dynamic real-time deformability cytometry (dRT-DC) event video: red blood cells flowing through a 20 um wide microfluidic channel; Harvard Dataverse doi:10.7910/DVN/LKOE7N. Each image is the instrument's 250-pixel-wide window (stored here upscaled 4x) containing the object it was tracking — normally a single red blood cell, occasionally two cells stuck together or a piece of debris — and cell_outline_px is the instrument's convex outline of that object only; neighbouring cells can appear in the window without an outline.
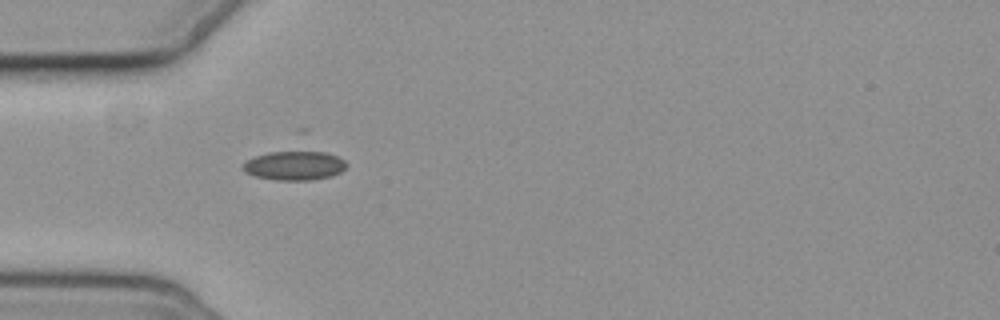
{"species": "common noctule bat (a hibernating species)", "species_latin": "Nyctalus noctula", "temperature_condition": "cold", "stored_images_in_passage": 2, "camera_frame_rate_fps": 3000, "um_per_image_px": 0.085, "animal": {"sex": "female", "body_mass_g": 19.3, "forearm_length_mm": 54.1}, "frame": {"image": 1, "passage_image": 1, "time_ms": 0.0, "image_size_px": [1000, 320], "cell_outline_px": [[348, 164], [340, 172], [332, 176], [308, 180], [276, 180], [256, 176], [244, 172], [244, 164], [248, 160], [256, 156], [268, 152], [300, 148], [304, 148], [324, 152], [336, 156], [344, 160]], "centroid_in_image_um": [25.06, 14.02], "position_along_channel_um": 59.9, "area_um2": 18.09}}
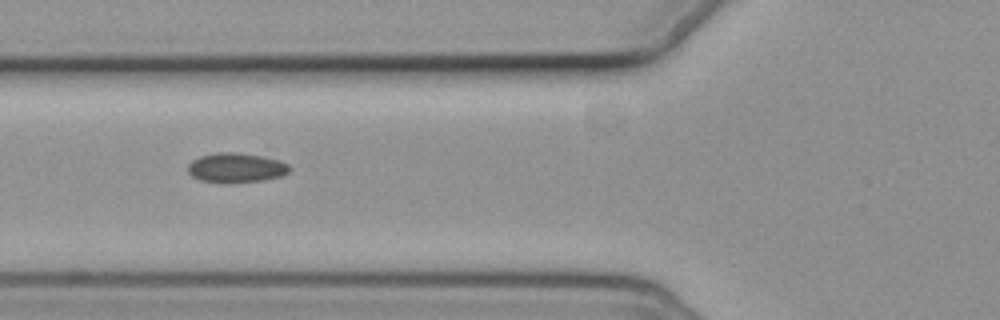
{"frame": {"image": 2, "passage_image": 2, "time_ms": 1.333, "image_size_px": [1000, 320], "cell_outline_px": [[292, 168], [288, 172], [280, 176], [264, 180], [200, 180], [192, 176], [188, 172], [188, 164], [192, 160], [200, 156], [216, 152], [236, 152], [264, 156], [280, 160], [288, 164]], "centroid_in_image_um": [20.1, 14.2], "position_along_channel_um": 105.7, "area_um2": 16.94}}